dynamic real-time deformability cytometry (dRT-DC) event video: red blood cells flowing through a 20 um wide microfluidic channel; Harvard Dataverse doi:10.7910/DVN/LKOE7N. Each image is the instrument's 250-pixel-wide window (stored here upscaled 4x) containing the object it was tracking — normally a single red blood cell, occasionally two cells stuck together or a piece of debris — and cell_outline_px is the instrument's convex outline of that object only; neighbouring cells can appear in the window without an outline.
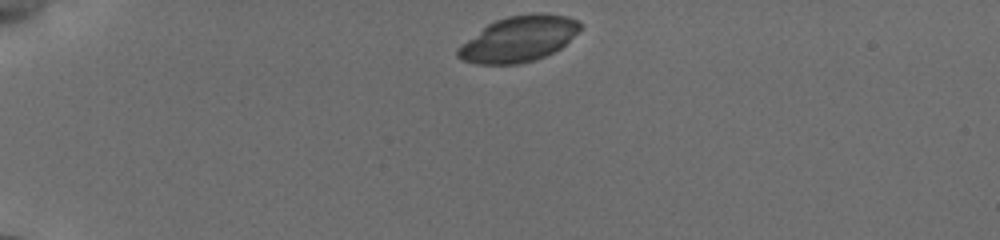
{"species": "common noctule bat (a hibernating species)", "species_latin": "Nyctalus noctula", "temperature_condition": "cold", "stored_images_in_passage": 63, "camera_frame_rate_fps": 3000, "um_per_image_px": 0.085, "animal": {"sex": "female", "body_mass_g": 19.5, "forearm_length_mm": 54.1}, "frame": {"image": 1, "passage_image": 1, "time_ms": 0.0, "image_size_px": [1000, 240], "cell_outline_px": [[580, 28], [560, 48], [536, 60], [520, 64], [476, 64], [464, 60], [456, 56], [456, 48], [488, 24], [496, 20], [508, 16], [528, 12], [540, 12], [568, 16], [576, 20], [580, 24]], "centroid_in_image_um": [44.06, 3.3], "position_along_channel_um": 40.9, "area_um2": 32.37}}